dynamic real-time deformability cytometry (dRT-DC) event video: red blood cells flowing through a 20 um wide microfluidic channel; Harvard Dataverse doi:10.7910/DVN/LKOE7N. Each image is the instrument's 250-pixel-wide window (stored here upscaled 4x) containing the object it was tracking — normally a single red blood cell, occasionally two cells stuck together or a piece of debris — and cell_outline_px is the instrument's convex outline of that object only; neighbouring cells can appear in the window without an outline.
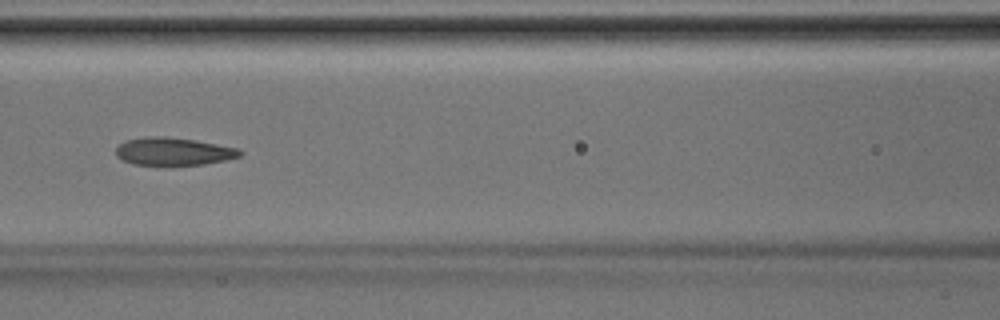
{"species": "Egyptian fruit bat (a non-hibernating species)", "species_latin": "Rousettus aegyptiacus", "temperature_condition": "room temperature", "stored_images_in_passage": 43, "camera_frame_rate_fps": 3000, "um_per_image_px": 0.085, "animal": {"sex": "male"}, "frame": {"image": 1, "passage_image": 19, "time_ms": 6.0, "image_size_px": [1000, 320], "cell_outline_px": [[244, 152], [240, 156], [224, 160], [204, 164], [168, 168], [132, 164], [116, 156], [116, 148], [124, 140], [148, 136], [164, 136], [192, 140], [216, 144], [236, 148]], "centroid_in_image_um": [14.69, 12.92], "position_along_channel_um": 151.9, "area_um2": 20.69}}
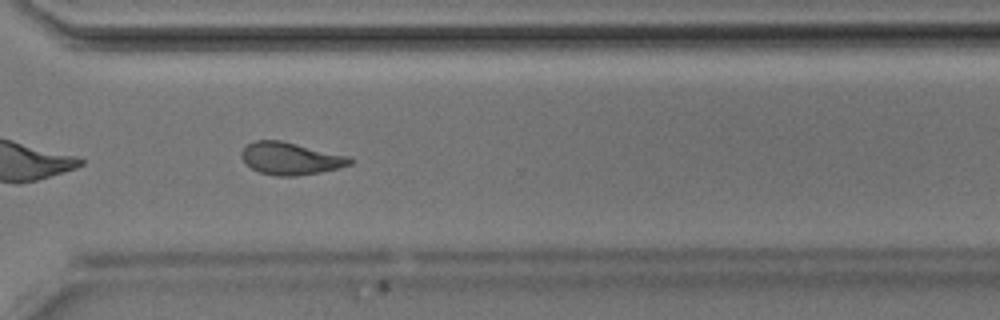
{"frame": {"image": 2, "passage_image": 31, "time_ms": 10.0, "image_size_px": [1000, 320], "cell_outline_px": [[352, 164], [320, 172], [296, 176], [276, 176], [260, 172], [252, 168], [240, 156], [240, 152], [248, 144], [256, 140], [280, 140], [352, 156]], "centroid_in_image_um": [24.72, 13.46], "position_along_channel_um": 345.9, "area_um2": 20.4}}